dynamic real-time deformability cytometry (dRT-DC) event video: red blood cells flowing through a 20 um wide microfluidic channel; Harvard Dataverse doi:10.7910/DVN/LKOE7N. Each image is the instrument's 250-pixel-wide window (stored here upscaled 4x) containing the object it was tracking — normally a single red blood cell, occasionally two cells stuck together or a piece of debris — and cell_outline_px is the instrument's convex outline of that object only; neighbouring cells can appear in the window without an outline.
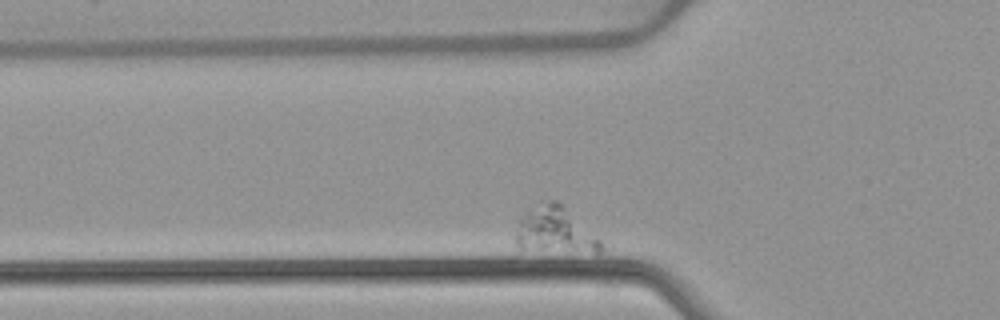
{"species": "common noctule bat (a hibernating species)", "species_latin": "Nyctalus noctula", "temperature_condition": "warm", "stored_images_in_passage": 51, "camera_frame_rate_fps": 3000, "um_per_image_px": 0.085, "animal": {"sex": "female", "body_mass_g": 22.7, "forearm_length_mm": 54.2}, "frame": {"image": 1, "passage_image": 9, "time_ms": 2.667, "image_size_px": [1000, 320], "cell_outline_px": [[604, 248], [600, 252], [592, 252], [540, 248], [516, 244], [516, 232], [520, 220], [524, 216], [548, 200], [556, 200], [596, 236], [604, 244]], "centroid_in_image_um": [47.25, 19.57], "position_along_channel_um": 78.5, "area_um2": 21.04}}
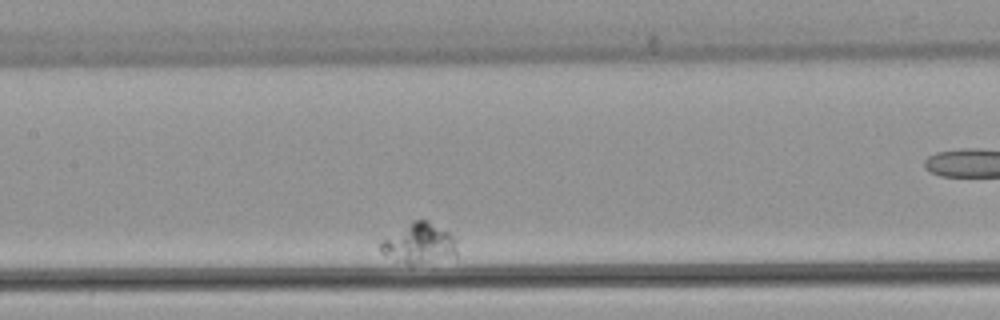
{"frame": {"image": 2, "passage_image": 20, "time_ms": 6.333, "image_size_px": [1000, 320], "cell_outline_px": [[456, 256], [412, 264], [408, 264], [380, 252], [380, 240], [416, 220], [428, 220], [448, 232], [456, 240]], "centroid_in_image_um": [35.63, 20.68], "position_along_channel_um": 171.8, "area_um2": 17.28}}
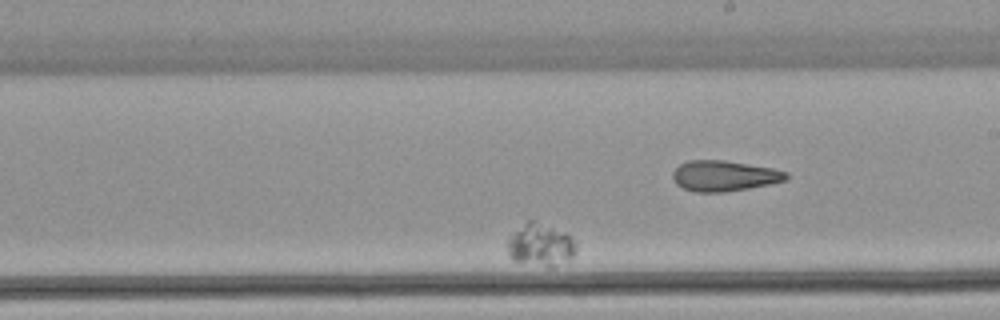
{"frame": {"image": 3, "passage_image": 28, "time_ms": 9.0, "image_size_px": [1000, 320], "cell_outline_px": [[576, 252], [572, 256], [552, 268], [548, 268], [512, 260], [508, 256], [508, 240], [512, 232], [528, 220], [532, 220], [564, 232], [576, 240]], "centroid_in_image_um": [45.93, 20.83], "position_along_channel_um": 243.1, "area_um2": 17.05}}